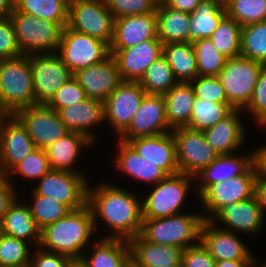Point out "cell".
I'll return each mask as SVG.
<instances>
[{
	"label": "cell",
	"mask_w": 266,
	"mask_h": 267,
	"mask_svg": "<svg viewBox=\"0 0 266 267\" xmlns=\"http://www.w3.org/2000/svg\"><path fill=\"white\" fill-rule=\"evenodd\" d=\"M241 29L242 26L226 15L209 38L223 56L235 58L240 56Z\"/></svg>",
	"instance_id": "39"
},
{
	"label": "cell",
	"mask_w": 266,
	"mask_h": 267,
	"mask_svg": "<svg viewBox=\"0 0 266 267\" xmlns=\"http://www.w3.org/2000/svg\"><path fill=\"white\" fill-rule=\"evenodd\" d=\"M175 141L179 173L196 177L219 154L207 142L203 131L180 127L171 131Z\"/></svg>",
	"instance_id": "10"
},
{
	"label": "cell",
	"mask_w": 266,
	"mask_h": 267,
	"mask_svg": "<svg viewBox=\"0 0 266 267\" xmlns=\"http://www.w3.org/2000/svg\"><path fill=\"white\" fill-rule=\"evenodd\" d=\"M163 55L178 82H190L198 76V65L191 42L163 45Z\"/></svg>",
	"instance_id": "35"
},
{
	"label": "cell",
	"mask_w": 266,
	"mask_h": 267,
	"mask_svg": "<svg viewBox=\"0 0 266 267\" xmlns=\"http://www.w3.org/2000/svg\"><path fill=\"white\" fill-rule=\"evenodd\" d=\"M9 179L5 175L0 178V221L17 198L15 187Z\"/></svg>",
	"instance_id": "53"
},
{
	"label": "cell",
	"mask_w": 266,
	"mask_h": 267,
	"mask_svg": "<svg viewBox=\"0 0 266 267\" xmlns=\"http://www.w3.org/2000/svg\"><path fill=\"white\" fill-rule=\"evenodd\" d=\"M192 46L197 59L198 75L218 76L227 58L218 51L210 38L196 40Z\"/></svg>",
	"instance_id": "41"
},
{
	"label": "cell",
	"mask_w": 266,
	"mask_h": 267,
	"mask_svg": "<svg viewBox=\"0 0 266 267\" xmlns=\"http://www.w3.org/2000/svg\"><path fill=\"white\" fill-rule=\"evenodd\" d=\"M35 148L26 127L15 115H10L0 132V170L2 175L7 176Z\"/></svg>",
	"instance_id": "17"
},
{
	"label": "cell",
	"mask_w": 266,
	"mask_h": 267,
	"mask_svg": "<svg viewBox=\"0 0 266 267\" xmlns=\"http://www.w3.org/2000/svg\"><path fill=\"white\" fill-rule=\"evenodd\" d=\"M37 105L33 91V77L29 55L0 59V106L10 115Z\"/></svg>",
	"instance_id": "4"
},
{
	"label": "cell",
	"mask_w": 266,
	"mask_h": 267,
	"mask_svg": "<svg viewBox=\"0 0 266 267\" xmlns=\"http://www.w3.org/2000/svg\"><path fill=\"white\" fill-rule=\"evenodd\" d=\"M114 19L155 13L158 4L153 0H105Z\"/></svg>",
	"instance_id": "47"
},
{
	"label": "cell",
	"mask_w": 266,
	"mask_h": 267,
	"mask_svg": "<svg viewBox=\"0 0 266 267\" xmlns=\"http://www.w3.org/2000/svg\"><path fill=\"white\" fill-rule=\"evenodd\" d=\"M240 56L266 64V20L242 27Z\"/></svg>",
	"instance_id": "40"
},
{
	"label": "cell",
	"mask_w": 266,
	"mask_h": 267,
	"mask_svg": "<svg viewBox=\"0 0 266 267\" xmlns=\"http://www.w3.org/2000/svg\"><path fill=\"white\" fill-rule=\"evenodd\" d=\"M67 27L88 34L110 46L114 18L107 9L105 0H71Z\"/></svg>",
	"instance_id": "8"
},
{
	"label": "cell",
	"mask_w": 266,
	"mask_h": 267,
	"mask_svg": "<svg viewBox=\"0 0 266 267\" xmlns=\"http://www.w3.org/2000/svg\"><path fill=\"white\" fill-rule=\"evenodd\" d=\"M225 10L242 27L266 20V0H232Z\"/></svg>",
	"instance_id": "43"
},
{
	"label": "cell",
	"mask_w": 266,
	"mask_h": 267,
	"mask_svg": "<svg viewBox=\"0 0 266 267\" xmlns=\"http://www.w3.org/2000/svg\"><path fill=\"white\" fill-rule=\"evenodd\" d=\"M202 0H167L165 4L175 10L192 13Z\"/></svg>",
	"instance_id": "56"
},
{
	"label": "cell",
	"mask_w": 266,
	"mask_h": 267,
	"mask_svg": "<svg viewBox=\"0 0 266 267\" xmlns=\"http://www.w3.org/2000/svg\"><path fill=\"white\" fill-rule=\"evenodd\" d=\"M157 37L163 45L189 42L190 13L175 10L165 3L156 8Z\"/></svg>",
	"instance_id": "31"
},
{
	"label": "cell",
	"mask_w": 266,
	"mask_h": 267,
	"mask_svg": "<svg viewBox=\"0 0 266 267\" xmlns=\"http://www.w3.org/2000/svg\"><path fill=\"white\" fill-rule=\"evenodd\" d=\"M156 4H163L165 3L167 0H153Z\"/></svg>",
	"instance_id": "64"
},
{
	"label": "cell",
	"mask_w": 266,
	"mask_h": 267,
	"mask_svg": "<svg viewBox=\"0 0 266 267\" xmlns=\"http://www.w3.org/2000/svg\"><path fill=\"white\" fill-rule=\"evenodd\" d=\"M31 255L30 264L32 267H66L70 257L64 254L46 251L40 247Z\"/></svg>",
	"instance_id": "52"
},
{
	"label": "cell",
	"mask_w": 266,
	"mask_h": 267,
	"mask_svg": "<svg viewBox=\"0 0 266 267\" xmlns=\"http://www.w3.org/2000/svg\"><path fill=\"white\" fill-rule=\"evenodd\" d=\"M212 1L225 8L232 0H212Z\"/></svg>",
	"instance_id": "61"
},
{
	"label": "cell",
	"mask_w": 266,
	"mask_h": 267,
	"mask_svg": "<svg viewBox=\"0 0 266 267\" xmlns=\"http://www.w3.org/2000/svg\"><path fill=\"white\" fill-rule=\"evenodd\" d=\"M255 265H256V261H255V258L251 261V262H249V263H247L244 267H255ZM260 265H258V267H259ZM260 267H266V264H263L262 266H260Z\"/></svg>",
	"instance_id": "62"
},
{
	"label": "cell",
	"mask_w": 266,
	"mask_h": 267,
	"mask_svg": "<svg viewBox=\"0 0 266 267\" xmlns=\"http://www.w3.org/2000/svg\"><path fill=\"white\" fill-rule=\"evenodd\" d=\"M157 15L148 13L114 19L109 50H121L157 37Z\"/></svg>",
	"instance_id": "21"
},
{
	"label": "cell",
	"mask_w": 266,
	"mask_h": 267,
	"mask_svg": "<svg viewBox=\"0 0 266 267\" xmlns=\"http://www.w3.org/2000/svg\"><path fill=\"white\" fill-rule=\"evenodd\" d=\"M109 52L117 63L123 81H139L146 69L163 55V44L156 37L132 47Z\"/></svg>",
	"instance_id": "18"
},
{
	"label": "cell",
	"mask_w": 266,
	"mask_h": 267,
	"mask_svg": "<svg viewBox=\"0 0 266 267\" xmlns=\"http://www.w3.org/2000/svg\"><path fill=\"white\" fill-rule=\"evenodd\" d=\"M171 131L166 118L163 95L145 94L130 126L119 139L126 142L136 137L156 136Z\"/></svg>",
	"instance_id": "16"
},
{
	"label": "cell",
	"mask_w": 266,
	"mask_h": 267,
	"mask_svg": "<svg viewBox=\"0 0 266 267\" xmlns=\"http://www.w3.org/2000/svg\"><path fill=\"white\" fill-rule=\"evenodd\" d=\"M118 142L119 152L116 155L115 164L120 171L139 181L153 183V185L168 176L159 166L141 157L127 142L120 139Z\"/></svg>",
	"instance_id": "28"
},
{
	"label": "cell",
	"mask_w": 266,
	"mask_h": 267,
	"mask_svg": "<svg viewBox=\"0 0 266 267\" xmlns=\"http://www.w3.org/2000/svg\"><path fill=\"white\" fill-rule=\"evenodd\" d=\"M232 154L219 155L207 167L199 172L196 193L200 196L211 184L244 174L253 165V152L248 155L235 156ZM201 181V182H200Z\"/></svg>",
	"instance_id": "26"
},
{
	"label": "cell",
	"mask_w": 266,
	"mask_h": 267,
	"mask_svg": "<svg viewBox=\"0 0 266 267\" xmlns=\"http://www.w3.org/2000/svg\"><path fill=\"white\" fill-rule=\"evenodd\" d=\"M88 184L87 204L94 219L105 222L113 233L103 238L123 239L129 241L139 235L142 216V201L130 191L107 183L91 189Z\"/></svg>",
	"instance_id": "1"
},
{
	"label": "cell",
	"mask_w": 266,
	"mask_h": 267,
	"mask_svg": "<svg viewBox=\"0 0 266 267\" xmlns=\"http://www.w3.org/2000/svg\"><path fill=\"white\" fill-rule=\"evenodd\" d=\"M32 196L33 202L31 205L28 204V206L31 215L40 230L60 218L65 217L70 211L65 204L55 200L54 198L38 195L33 191Z\"/></svg>",
	"instance_id": "42"
},
{
	"label": "cell",
	"mask_w": 266,
	"mask_h": 267,
	"mask_svg": "<svg viewBox=\"0 0 266 267\" xmlns=\"http://www.w3.org/2000/svg\"><path fill=\"white\" fill-rule=\"evenodd\" d=\"M85 135L78 132H69L64 137L45 148L51 170L81 173L73 169L82 146H91Z\"/></svg>",
	"instance_id": "29"
},
{
	"label": "cell",
	"mask_w": 266,
	"mask_h": 267,
	"mask_svg": "<svg viewBox=\"0 0 266 267\" xmlns=\"http://www.w3.org/2000/svg\"><path fill=\"white\" fill-rule=\"evenodd\" d=\"M253 115L258 125L266 128V64L262 65L252 97L243 109ZM257 119V120H256Z\"/></svg>",
	"instance_id": "49"
},
{
	"label": "cell",
	"mask_w": 266,
	"mask_h": 267,
	"mask_svg": "<svg viewBox=\"0 0 266 267\" xmlns=\"http://www.w3.org/2000/svg\"><path fill=\"white\" fill-rule=\"evenodd\" d=\"M51 170L45 149L35 148L27 157L18 163L7 176L19 173L27 179H41ZM11 174V175H10Z\"/></svg>",
	"instance_id": "45"
},
{
	"label": "cell",
	"mask_w": 266,
	"mask_h": 267,
	"mask_svg": "<svg viewBox=\"0 0 266 267\" xmlns=\"http://www.w3.org/2000/svg\"><path fill=\"white\" fill-rule=\"evenodd\" d=\"M252 260H224L216 261L215 267H244Z\"/></svg>",
	"instance_id": "58"
},
{
	"label": "cell",
	"mask_w": 266,
	"mask_h": 267,
	"mask_svg": "<svg viewBox=\"0 0 266 267\" xmlns=\"http://www.w3.org/2000/svg\"><path fill=\"white\" fill-rule=\"evenodd\" d=\"M254 196L258 204L261 206L263 213L266 210V177L256 176Z\"/></svg>",
	"instance_id": "55"
},
{
	"label": "cell",
	"mask_w": 266,
	"mask_h": 267,
	"mask_svg": "<svg viewBox=\"0 0 266 267\" xmlns=\"http://www.w3.org/2000/svg\"><path fill=\"white\" fill-rule=\"evenodd\" d=\"M86 99L87 96L85 91L79 85L77 80L72 77L57 90L46 105L59 112L62 108L75 105Z\"/></svg>",
	"instance_id": "48"
},
{
	"label": "cell",
	"mask_w": 266,
	"mask_h": 267,
	"mask_svg": "<svg viewBox=\"0 0 266 267\" xmlns=\"http://www.w3.org/2000/svg\"><path fill=\"white\" fill-rule=\"evenodd\" d=\"M9 18L22 55L57 53L63 31L60 24L36 18L16 9Z\"/></svg>",
	"instance_id": "5"
},
{
	"label": "cell",
	"mask_w": 266,
	"mask_h": 267,
	"mask_svg": "<svg viewBox=\"0 0 266 267\" xmlns=\"http://www.w3.org/2000/svg\"><path fill=\"white\" fill-rule=\"evenodd\" d=\"M14 115L26 127L36 148L45 149L70 132L59 113L45 104L20 109Z\"/></svg>",
	"instance_id": "14"
},
{
	"label": "cell",
	"mask_w": 266,
	"mask_h": 267,
	"mask_svg": "<svg viewBox=\"0 0 266 267\" xmlns=\"http://www.w3.org/2000/svg\"><path fill=\"white\" fill-rule=\"evenodd\" d=\"M87 98L105 101L123 82L117 63L110 54L104 61L73 74Z\"/></svg>",
	"instance_id": "19"
},
{
	"label": "cell",
	"mask_w": 266,
	"mask_h": 267,
	"mask_svg": "<svg viewBox=\"0 0 266 267\" xmlns=\"http://www.w3.org/2000/svg\"><path fill=\"white\" fill-rule=\"evenodd\" d=\"M264 213L258 204L256 197L246 199L240 202L230 203L222 207L211 219L213 223L223 222L230 229L222 228L228 231L243 232L247 234H256L262 229Z\"/></svg>",
	"instance_id": "22"
},
{
	"label": "cell",
	"mask_w": 266,
	"mask_h": 267,
	"mask_svg": "<svg viewBox=\"0 0 266 267\" xmlns=\"http://www.w3.org/2000/svg\"><path fill=\"white\" fill-rule=\"evenodd\" d=\"M57 54L74 74L90 65L101 63L110 52L105 42L66 26L62 31Z\"/></svg>",
	"instance_id": "9"
},
{
	"label": "cell",
	"mask_w": 266,
	"mask_h": 267,
	"mask_svg": "<svg viewBox=\"0 0 266 267\" xmlns=\"http://www.w3.org/2000/svg\"><path fill=\"white\" fill-rule=\"evenodd\" d=\"M146 94H165L178 81L164 55L155 60L138 81Z\"/></svg>",
	"instance_id": "38"
},
{
	"label": "cell",
	"mask_w": 266,
	"mask_h": 267,
	"mask_svg": "<svg viewBox=\"0 0 266 267\" xmlns=\"http://www.w3.org/2000/svg\"><path fill=\"white\" fill-rule=\"evenodd\" d=\"M225 16L224 7L212 0H202L190 13L189 42L209 38Z\"/></svg>",
	"instance_id": "33"
},
{
	"label": "cell",
	"mask_w": 266,
	"mask_h": 267,
	"mask_svg": "<svg viewBox=\"0 0 266 267\" xmlns=\"http://www.w3.org/2000/svg\"><path fill=\"white\" fill-rule=\"evenodd\" d=\"M16 199L0 221V233L21 240L32 239L39 246L40 229L37 227L29 206Z\"/></svg>",
	"instance_id": "32"
},
{
	"label": "cell",
	"mask_w": 266,
	"mask_h": 267,
	"mask_svg": "<svg viewBox=\"0 0 266 267\" xmlns=\"http://www.w3.org/2000/svg\"><path fill=\"white\" fill-rule=\"evenodd\" d=\"M125 267H138L134 262H132L131 260L126 264Z\"/></svg>",
	"instance_id": "63"
},
{
	"label": "cell",
	"mask_w": 266,
	"mask_h": 267,
	"mask_svg": "<svg viewBox=\"0 0 266 267\" xmlns=\"http://www.w3.org/2000/svg\"><path fill=\"white\" fill-rule=\"evenodd\" d=\"M193 176L184 173L168 175L154 185L142 201L143 218L155 219L181 214L182 204L190 188Z\"/></svg>",
	"instance_id": "6"
},
{
	"label": "cell",
	"mask_w": 266,
	"mask_h": 267,
	"mask_svg": "<svg viewBox=\"0 0 266 267\" xmlns=\"http://www.w3.org/2000/svg\"><path fill=\"white\" fill-rule=\"evenodd\" d=\"M233 110L230 103H216L195 98L191 118L186 127L196 131H205L228 116Z\"/></svg>",
	"instance_id": "37"
},
{
	"label": "cell",
	"mask_w": 266,
	"mask_h": 267,
	"mask_svg": "<svg viewBox=\"0 0 266 267\" xmlns=\"http://www.w3.org/2000/svg\"><path fill=\"white\" fill-rule=\"evenodd\" d=\"M13 267H32L31 264H25V265H22V266H13Z\"/></svg>",
	"instance_id": "65"
},
{
	"label": "cell",
	"mask_w": 266,
	"mask_h": 267,
	"mask_svg": "<svg viewBox=\"0 0 266 267\" xmlns=\"http://www.w3.org/2000/svg\"><path fill=\"white\" fill-rule=\"evenodd\" d=\"M145 94L138 81H123L104 101L105 120L118 137L130 126Z\"/></svg>",
	"instance_id": "15"
},
{
	"label": "cell",
	"mask_w": 266,
	"mask_h": 267,
	"mask_svg": "<svg viewBox=\"0 0 266 267\" xmlns=\"http://www.w3.org/2000/svg\"><path fill=\"white\" fill-rule=\"evenodd\" d=\"M66 267H89V265L84 257H74L69 259Z\"/></svg>",
	"instance_id": "59"
},
{
	"label": "cell",
	"mask_w": 266,
	"mask_h": 267,
	"mask_svg": "<svg viewBox=\"0 0 266 267\" xmlns=\"http://www.w3.org/2000/svg\"><path fill=\"white\" fill-rule=\"evenodd\" d=\"M128 242L130 260L138 267H176L181 265L182 248L151 243L140 235L131 238Z\"/></svg>",
	"instance_id": "24"
},
{
	"label": "cell",
	"mask_w": 266,
	"mask_h": 267,
	"mask_svg": "<svg viewBox=\"0 0 266 267\" xmlns=\"http://www.w3.org/2000/svg\"><path fill=\"white\" fill-rule=\"evenodd\" d=\"M242 111L234 109L224 119L203 131L207 142L219 155L232 154L242 145L245 138L244 124L239 117Z\"/></svg>",
	"instance_id": "27"
},
{
	"label": "cell",
	"mask_w": 266,
	"mask_h": 267,
	"mask_svg": "<svg viewBox=\"0 0 266 267\" xmlns=\"http://www.w3.org/2000/svg\"><path fill=\"white\" fill-rule=\"evenodd\" d=\"M94 228L92 211L86 204L41 229L39 247L70 258L83 257V248L90 241Z\"/></svg>",
	"instance_id": "2"
},
{
	"label": "cell",
	"mask_w": 266,
	"mask_h": 267,
	"mask_svg": "<svg viewBox=\"0 0 266 267\" xmlns=\"http://www.w3.org/2000/svg\"><path fill=\"white\" fill-rule=\"evenodd\" d=\"M204 220L202 214L194 213L155 219L143 218L139 235L148 242L171 245L184 250L200 242Z\"/></svg>",
	"instance_id": "3"
},
{
	"label": "cell",
	"mask_w": 266,
	"mask_h": 267,
	"mask_svg": "<svg viewBox=\"0 0 266 267\" xmlns=\"http://www.w3.org/2000/svg\"><path fill=\"white\" fill-rule=\"evenodd\" d=\"M15 9L63 28L68 24L69 0H15Z\"/></svg>",
	"instance_id": "36"
},
{
	"label": "cell",
	"mask_w": 266,
	"mask_h": 267,
	"mask_svg": "<svg viewBox=\"0 0 266 267\" xmlns=\"http://www.w3.org/2000/svg\"><path fill=\"white\" fill-rule=\"evenodd\" d=\"M141 157L163 169L168 175L179 173L173 134L136 137L126 141Z\"/></svg>",
	"instance_id": "23"
},
{
	"label": "cell",
	"mask_w": 266,
	"mask_h": 267,
	"mask_svg": "<svg viewBox=\"0 0 266 267\" xmlns=\"http://www.w3.org/2000/svg\"><path fill=\"white\" fill-rule=\"evenodd\" d=\"M256 169L254 164L242 175L211 184L200 196L204 219L210 220L222 207L254 197Z\"/></svg>",
	"instance_id": "11"
},
{
	"label": "cell",
	"mask_w": 266,
	"mask_h": 267,
	"mask_svg": "<svg viewBox=\"0 0 266 267\" xmlns=\"http://www.w3.org/2000/svg\"><path fill=\"white\" fill-rule=\"evenodd\" d=\"M22 56L12 21L9 17L0 18V59H13Z\"/></svg>",
	"instance_id": "50"
},
{
	"label": "cell",
	"mask_w": 266,
	"mask_h": 267,
	"mask_svg": "<svg viewBox=\"0 0 266 267\" xmlns=\"http://www.w3.org/2000/svg\"><path fill=\"white\" fill-rule=\"evenodd\" d=\"M262 65L241 56L226 60L217 77L234 109L243 110L249 103Z\"/></svg>",
	"instance_id": "7"
},
{
	"label": "cell",
	"mask_w": 266,
	"mask_h": 267,
	"mask_svg": "<svg viewBox=\"0 0 266 267\" xmlns=\"http://www.w3.org/2000/svg\"><path fill=\"white\" fill-rule=\"evenodd\" d=\"M28 241L0 233V267L22 266L30 263Z\"/></svg>",
	"instance_id": "44"
},
{
	"label": "cell",
	"mask_w": 266,
	"mask_h": 267,
	"mask_svg": "<svg viewBox=\"0 0 266 267\" xmlns=\"http://www.w3.org/2000/svg\"><path fill=\"white\" fill-rule=\"evenodd\" d=\"M165 99L166 118L173 130L186 127L189 124L195 94L190 82H178L168 92L163 94Z\"/></svg>",
	"instance_id": "30"
},
{
	"label": "cell",
	"mask_w": 266,
	"mask_h": 267,
	"mask_svg": "<svg viewBox=\"0 0 266 267\" xmlns=\"http://www.w3.org/2000/svg\"><path fill=\"white\" fill-rule=\"evenodd\" d=\"M36 104H47L57 90L73 77L57 53L30 54Z\"/></svg>",
	"instance_id": "13"
},
{
	"label": "cell",
	"mask_w": 266,
	"mask_h": 267,
	"mask_svg": "<svg viewBox=\"0 0 266 267\" xmlns=\"http://www.w3.org/2000/svg\"><path fill=\"white\" fill-rule=\"evenodd\" d=\"M253 164L256 169V176L266 177V145L253 151Z\"/></svg>",
	"instance_id": "54"
},
{
	"label": "cell",
	"mask_w": 266,
	"mask_h": 267,
	"mask_svg": "<svg viewBox=\"0 0 266 267\" xmlns=\"http://www.w3.org/2000/svg\"><path fill=\"white\" fill-rule=\"evenodd\" d=\"M15 10V0H0V18H7Z\"/></svg>",
	"instance_id": "57"
},
{
	"label": "cell",
	"mask_w": 266,
	"mask_h": 267,
	"mask_svg": "<svg viewBox=\"0 0 266 267\" xmlns=\"http://www.w3.org/2000/svg\"><path fill=\"white\" fill-rule=\"evenodd\" d=\"M196 98L216 103H230L217 76H197L190 81Z\"/></svg>",
	"instance_id": "46"
},
{
	"label": "cell",
	"mask_w": 266,
	"mask_h": 267,
	"mask_svg": "<svg viewBox=\"0 0 266 267\" xmlns=\"http://www.w3.org/2000/svg\"><path fill=\"white\" fill-rule=\"evenodd\" d=\"M183 267H215L216 261L201 242L183 250Z\"/></svg>",
	"instance_id": "51"
},
{
	"label": "cell",
	"mask_w": 266,
	"mask_h": 267,
	"mask_svg": "<svg viewBox=\"0 0 266 267\" xmlns=\"http://www.w3.org/2000/svg\"><path fill=\"white\" fill-rule=\"evenodd\" d=\"M236 233L219 228L210 220H204L200 242L215 261L253 260L252 253Z\"/></svg>",
	"instance_id": "20"
},
{
	"label": "cell",
	"mask_w": 266,
	"mask_h": 267,
	"mask_svg": "<svg viewBox=\"0 0 266 267\" xmlns=\"http://www.w3.org/2000/svg\"><path fill=\"white\" fill-rule=\"evenodd\" d=\"M9 116L10 114L3 107L0 106V132L2 130L4 122Z\"/></svg>",
	"instance_id": "60"
},
{
	"label": "cell",
	"mask_w": 266,
	"mask_h": 267,
	"mask_svg": "<svg viewBox=\"0 0 266 267\" xmlns=\"http://www.w3.org/2000/svg\"><path fill=\"white\" fill-rule=\"evenodd\" d=\"M58 113L70 132L81 133L92 142H95V134L91 127L105 120L104 102L97 99L87 98L85 101L62 108Z\"/></svg>",
	"instance_id": "25"
},
{
	"label": "cell",
	"mask_w": 266,
	"mask_h": 267,
	"mask_svg": "<svg viewBox=\"0 0 266 267\" xmlns=\"http://www.w3.org/2000/svg\"><path fill=\"white\" fill-rule=\"evenodd\" d=\"M88 181L82 173L50 170L41 179L33 192L65 204L76 210L87 204Z\"/></svg>",
	"instance_id": "12"
},
{
	"label": "cell",
	"mask_w": 266,
	"mask_h": 267,
	"mask_svg": "<svg viewBox=\"0 0 266 267\" xmlns=\"http://www.w3.org/2000/svg\"><path fill=\"white\" fill-rule=\"evenodd\" d=\"M91 257L83 255L89 267H125L130 261V246L127 240L102 238L93 245Z\"/></svg>",
	"instance_id": "34"
}]
</instances>
